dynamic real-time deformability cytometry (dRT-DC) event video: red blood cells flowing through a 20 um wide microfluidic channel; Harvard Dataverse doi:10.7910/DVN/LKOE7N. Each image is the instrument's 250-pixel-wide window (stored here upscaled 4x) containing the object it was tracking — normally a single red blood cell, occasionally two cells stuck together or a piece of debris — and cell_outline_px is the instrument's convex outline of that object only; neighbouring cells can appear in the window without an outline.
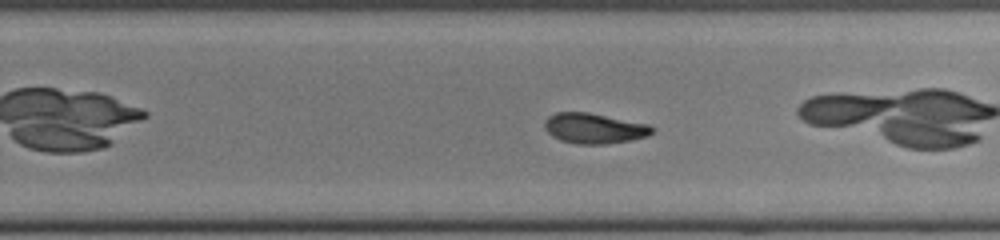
{"species": "common noctule bat (a hibernating species)", "species_latin": "Nyctalus noctula", "temperature_condition": "cold", "stored_images_in_passage": 35, "camera_frame_rate_fps": 3000, "um_per_image_px": 0.085, "animal": {"sex": "female", "body_mass_g": 22.0, "forearm_length_mm": 56.7}, "frame": {"image": 1, "passage_image": 16, "time_ms": 5.0, "image_size_px": [1000, 240], "cell_outline_px": [[656, 128], [648, 136], [632, 140], [604, 144], [576, 144], [560, 140], [552, 136], [544, 128], [544, 120], [548, 116], [556, 112], [588, 112], [648, 124]], "centroid_in_image_um": [50.49, 10.91], "position_along_channel_um": 279.3, "area_um2": 19.13}}